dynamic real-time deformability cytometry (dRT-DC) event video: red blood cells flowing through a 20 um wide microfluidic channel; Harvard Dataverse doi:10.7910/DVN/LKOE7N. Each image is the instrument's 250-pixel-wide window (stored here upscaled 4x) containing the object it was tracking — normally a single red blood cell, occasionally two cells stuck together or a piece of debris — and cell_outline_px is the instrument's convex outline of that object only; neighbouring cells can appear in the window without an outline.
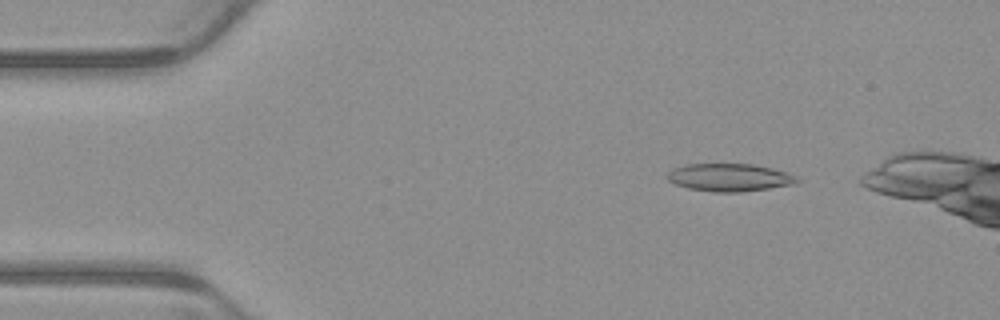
{"species": "common noctule bat (a hibernating species)", "species_latin": "Nyctalus noctula", "temperature_condition": "warm", "stored_images_in_passage": 5, "camera_frame_rate_fps": 3000, "um_per_image_px": 0.085, "animal": {"sex": "male", "body_mass_g": 23.1, "forearm_length_mm": 52.7}, "frame": {"image": 1, "passage_image": 2, "time_ms": 0.333, "image_size_px": [1000, 320], "cell_outline_px": [[800, 180], [796, 184], [740, 192], [712, 192], [688, 188], [676, 184], [668, 180], [664, 176], [672, 168], [684, 164], [752, 164], [772, 168], [796, 176]], "centroid_in_image_um": [61.96, 15.08], "position_along_channel_um": 23.0, "area_um2": 21.04}}